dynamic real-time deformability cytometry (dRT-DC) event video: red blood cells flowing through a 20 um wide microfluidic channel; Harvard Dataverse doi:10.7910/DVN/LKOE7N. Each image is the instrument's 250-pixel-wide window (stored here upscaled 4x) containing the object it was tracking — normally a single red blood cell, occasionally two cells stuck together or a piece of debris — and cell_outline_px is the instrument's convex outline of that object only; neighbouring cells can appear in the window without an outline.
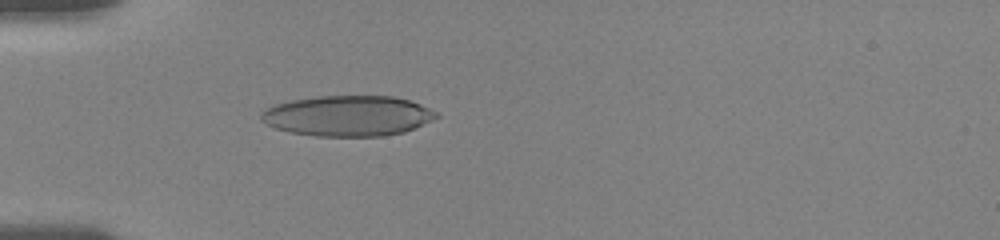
{"species": "human", "species_latin": "Homo sapiens", "temperature_condition": "room temperature", "stored_images_in_passage": 20, "camera_frame_rate_fps": 3000, "um_per_image_px": 0.085, "donor": {"sex": "female"}, "frame": {"image": 1, "passage_image": 15, "time_ms": 5.333, "image_size_px": [1000, 240], "cell_outline_px": [[440, 116], [432, 120], [404, 132], [384, 136], [316, 136], [288, 132], [276, 128], [260, 120], [260, 112], [272, 104], [292, 100], [320, 96], [392, 96], [408, 100], [420, 104], [436, 112]], "centroid_in_image_um": [29.53, 9.85], "position_along_channel_um": 55.5, "area_um2": 41.38}}
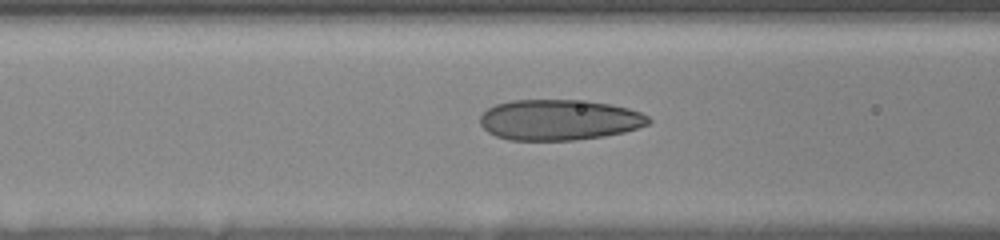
{"frame": {"image": 2, "passage_image": 20, "time_ms": 7.333, "image_size_px": [1000, 240], "cell_outline_px": [[652, 120], [648, 124], [624, 132], [604, 136], [576, 140], [508, 140], [496, 136], [488, 132], [480, 124], [480, 116], [488, 108], [496, 104], [512, 100], [588, 100], [612, 104], [628, 108], [640, 112], [648, 116]], "centroid_in_image_um": [47.53, 10.18], "position_along_channel_um": 119.1, "area_um2": 40.11}}